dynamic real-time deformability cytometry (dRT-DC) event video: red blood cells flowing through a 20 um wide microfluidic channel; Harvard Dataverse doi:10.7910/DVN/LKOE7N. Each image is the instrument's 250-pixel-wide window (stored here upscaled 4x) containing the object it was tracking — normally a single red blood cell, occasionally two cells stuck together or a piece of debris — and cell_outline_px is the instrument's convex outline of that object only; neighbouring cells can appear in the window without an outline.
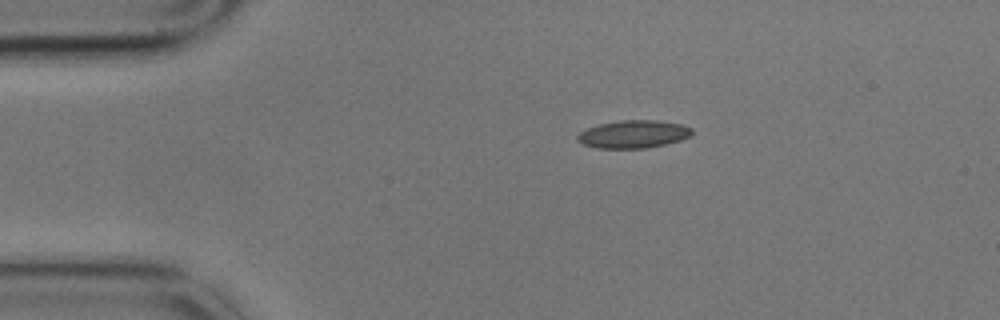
{"species": "common noctule bat (a hibernating species)", "species_latin": "Nyctalus noctula", "temperature_condition": "cold", "stored_images_in_passage": 2, "camera_frame_rate_fps": 3000, "um_per_image_px": 0.085, "animal": {"sex": "male", "body_mass_g": 17.9}, "frame": {"image": 1, "passage_image": 1, "time_ms": 0.0, "image_size_px": [1000, 320], "cell_outline_px": [[692, 132], [688, 136], [680, 140], [664, 144], [644, 148], [596, 148], [584, 144], [576, 140], [576, 136], [580, 132], [588, 128], [600, 124], [620, 120], [656, 120], [680, 124], [692, 128]], "centroid_in_image_um": [53.8, 11.4], "position_along_channel_um": 31.2, "area_um2": 18.32}}